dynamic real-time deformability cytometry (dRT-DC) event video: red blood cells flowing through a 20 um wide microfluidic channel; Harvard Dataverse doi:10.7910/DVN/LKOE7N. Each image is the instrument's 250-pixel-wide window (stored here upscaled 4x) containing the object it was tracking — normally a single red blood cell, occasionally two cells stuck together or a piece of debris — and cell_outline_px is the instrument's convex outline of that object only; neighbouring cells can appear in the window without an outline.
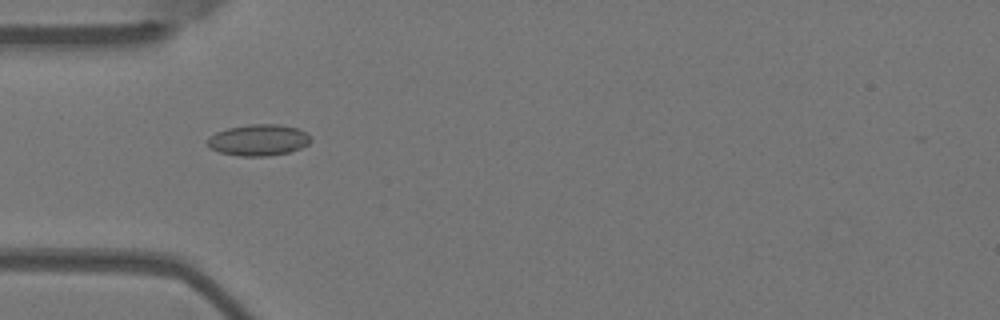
{"species": "Egyptian fruit bat (a non-hibernating species)", "species_latin": "Rousettus aegyptiacus", "temperature_condition": "warm", "stored_images_in_passage": 4, "camera_frame_rate_fps": 3000, "um_per_image_px": 0.085, "animal": {"sex": "female"}, "frame": {"image": 1, "passage_image": 3, "time_ms": 0.667, "image_size_px": [1000, 320], "cell_outline_px": [[312, 140], [308, 144], [300, 148], [288, 152], [268, 156], [240, 156], [220, 152], [212, 148], [208, 144], [208, 136], [216, 132], [228, 128], [248, 124], [280, 124], [296, 128], [312, 136]], "centroid_in_image_um": [21.99, 11.89], "position_along_channel_um": 63.0, "area_um2": 18.79}}
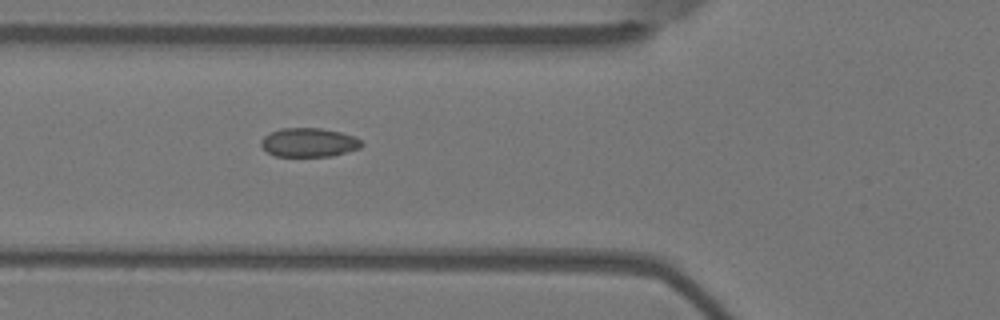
{"frame": {"image": 2, "passage_image": 4, "time_ms": 1.0, "image_size_px": [1000, 320], "cell_outline_px": [[364, 144], [360, 148], [332, 156], [276, 156], [268, 152], [260, 144], [260, 140], [264, 136], [280, 128], [320, 128], [340, 132], [356, 136]], "centroid_in_image_um": [26.27, 12.1], "position_along_channel_um": 99.5, "area_um2": 16.94}}